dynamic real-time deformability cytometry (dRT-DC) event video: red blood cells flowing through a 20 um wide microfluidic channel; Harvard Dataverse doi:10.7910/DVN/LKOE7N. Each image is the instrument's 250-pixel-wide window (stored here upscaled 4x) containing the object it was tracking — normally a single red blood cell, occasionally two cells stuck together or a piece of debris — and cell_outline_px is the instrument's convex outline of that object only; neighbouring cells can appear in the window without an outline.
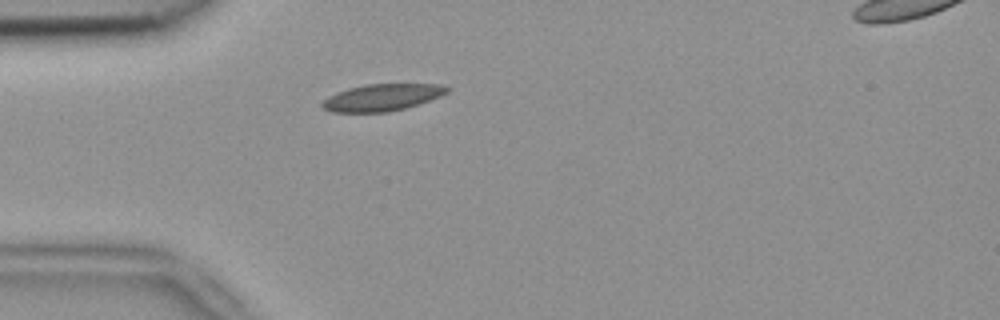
{"species": "common noctule bat (a hibernating species)", "species_latin": "Nyctalus noctula", "temperature_condition": "room temperature", "stored_images_in_passage": 5, "camera_frame_rate_fps": 3000, "um_per_image_px": 0.085, "animal": {"sex": "female", "body_mass_g": 18.4}, "frame": {"image": 1, "passage_image": 5, "time_ms": 1.333, "image_size_px": [1000, 320], "cell_outline_px": [[452, 88], [448, 92], [440, 96], [404, 108], [388, 112], [332, 112], [324, 108], [320, 104], [328, 96], [336, 92], [348, 88], [364, 84], [440, 84]], "centroid_in_image_um": [32.46, 8.27], "position_along_channel_um": 52.5, "area_um2": 19.48}}